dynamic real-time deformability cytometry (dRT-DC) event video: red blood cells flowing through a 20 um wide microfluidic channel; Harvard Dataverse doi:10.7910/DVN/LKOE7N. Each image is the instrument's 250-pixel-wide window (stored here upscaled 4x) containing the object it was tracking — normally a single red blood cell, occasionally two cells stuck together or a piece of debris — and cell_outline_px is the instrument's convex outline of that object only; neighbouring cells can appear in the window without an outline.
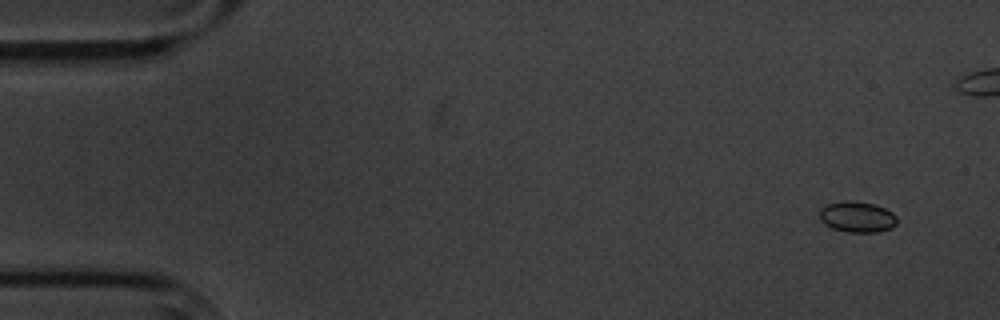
{"species": "common noctule bat (a hibernating species)", "species_latin": "Nyctalus noctula", "temperature_condition": "cold", "stored_images_in_passage": 6, "camera_frame_rate_fps": 3000, "um_per_image_px": 0.085, "animal": {"sex": "male", "body_mass_g": 20.1, "forearm_length_mm": 53.5}, "frame": {"image": 1, "passage_image": 2, "time_ms": 1.0, "image_size_px": [1000, 320], "cell_outline_px": [[896, 224], [892, 228], [876, 232], [848, 232], [832, 228], [824, 224], [820, 220], [820, 208], [828, 204], [848, 200], [872, 204], [884, 208], [892, 212], [896, 216]], "centroid_in_image_um": [72.85, 18.44], "position_along_channel_um": 12.2, "area_um2": 13.81}}